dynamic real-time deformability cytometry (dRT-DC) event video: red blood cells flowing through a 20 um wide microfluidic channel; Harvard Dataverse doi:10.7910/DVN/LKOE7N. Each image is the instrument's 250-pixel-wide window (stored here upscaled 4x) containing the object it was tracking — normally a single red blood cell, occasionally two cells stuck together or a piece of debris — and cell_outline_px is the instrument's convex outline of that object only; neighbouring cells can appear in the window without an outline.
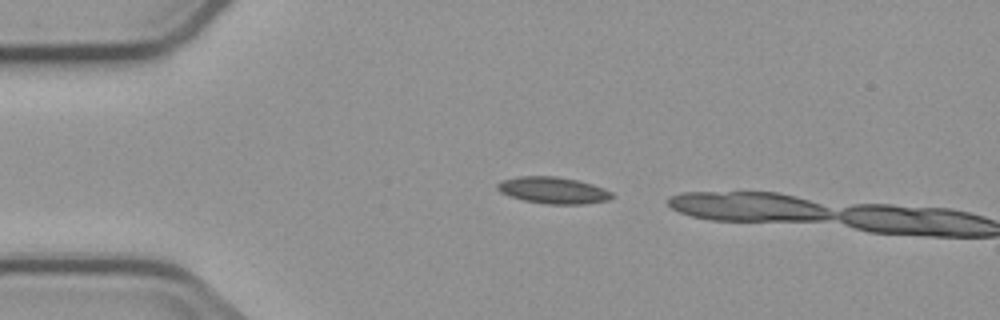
{"species": "common noctule bat (a hibernating species)", "species_latin": "Nyctalus noctula", "temperature_condition": "cold", "stored_images_in_passage": 2, "camera_frame_rate_fps": 3000, "um_per_image_px": 0.085, "animal": {"sex": "male", "body_mass_g": 23.1, "forearm_length_mm": 52.7}, "frame": {"image": 1, "passage_image": 1, "time_ms": 0.0, "image_size_px": [1000, 320], "cell_outline_px": [[616, 196], [608, 200], [584, 204], [548, 204], [524, 200], [500, 192], [496, 188], [496, 184], [504, 180], [516, 176], [556, 176], [576, 180], [592, 184], [604, 188], [612, 192]], "centroid_in_image_um": [47.05, 16.17], "position_along_channel_um": 38.0, "area_um2": 17.74}}